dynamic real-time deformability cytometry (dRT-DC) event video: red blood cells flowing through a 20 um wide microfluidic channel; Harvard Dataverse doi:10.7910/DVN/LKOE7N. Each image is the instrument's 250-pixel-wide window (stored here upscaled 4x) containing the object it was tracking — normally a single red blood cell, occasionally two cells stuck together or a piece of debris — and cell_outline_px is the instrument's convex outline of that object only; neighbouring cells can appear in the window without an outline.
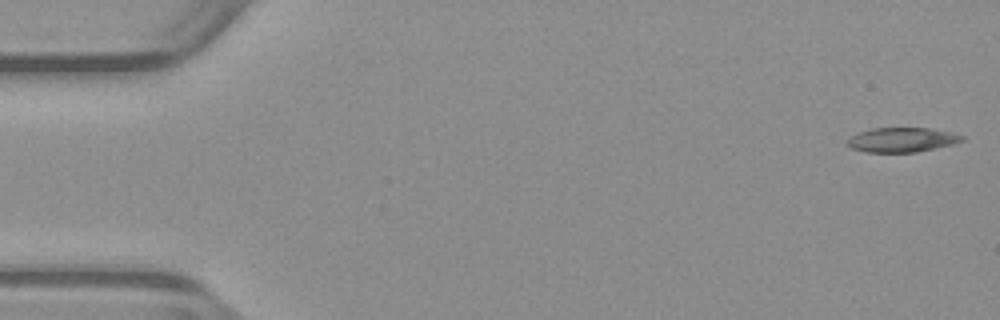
{"species": "common noctule bat (a hibernating species)", "species_latin": "Nyctalus noctula", "temperature_condition": "warm", "stored_images_in_passage": 10, "camera_frame_rate_fps": 3000, "um_per_image_px": 0.085, "animal": {"sex": "male", "body_mass_g": 23.1, "forearm_length_mm": 52.7}, "frame": {"image": 1, "passage_image": 1, "time_ms": 0.0, "image_size_px": [1000, 320], "cell_outline_px": [[964, 140], [952, 144], [936, 148], [916, 152], [864, 152], [852, 148], [844, 144], [844, 140], [860, 132], [872, 128], [928, 128], [952, 132], [964, 136]], "centroid_in_image_um": [76.63, 11.88], "position_along_channel_um": 8.4, "area_um2": 16.47}}